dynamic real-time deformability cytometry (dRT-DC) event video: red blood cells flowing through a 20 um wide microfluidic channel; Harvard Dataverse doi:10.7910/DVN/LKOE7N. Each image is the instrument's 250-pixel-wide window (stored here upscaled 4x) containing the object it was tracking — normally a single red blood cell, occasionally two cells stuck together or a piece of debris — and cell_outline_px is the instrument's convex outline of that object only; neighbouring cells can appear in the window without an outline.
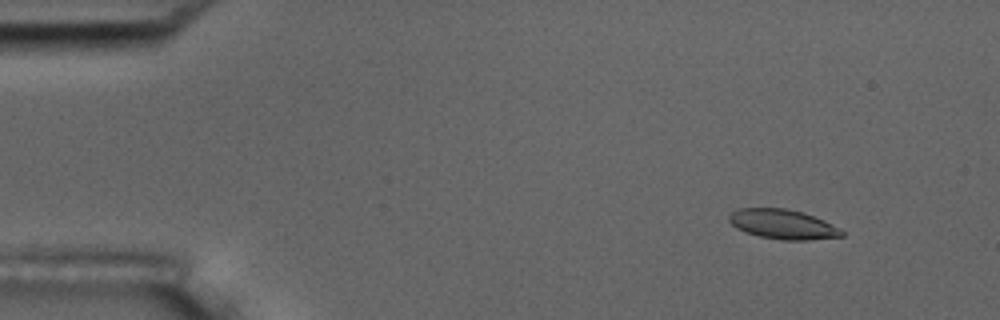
{"species": "common noctule bat (a hibernating species)", "species_latin": "Nyctalus noctula", "temperature_condition": "room temperature", "stored_images_in_passage": 5, "camera_frame_rate_fps": 3000, "um_per_image_px": 0.085, "animal": {"sex": "male", "body_mass_g": 17.5, "forearm_length_mm": 52.3}, "frame": {"image": 1, "passage_image": 2, "time_ms": 1.0, "image_size_px": [1000, 320], "cell_outline_px": [[844, 236], [808, 240], [780, 240], [760, 236], [744, 232], [736, 228], [728, 220], [728, 216], [732, 212], [740, 208], [784, 208], [804, 212], [824, 220], [844, 232]], "centroid_in_image_um": [66.52, 19.06], "position_along_channel_um": 18.5, "area_um2": 19.48}}
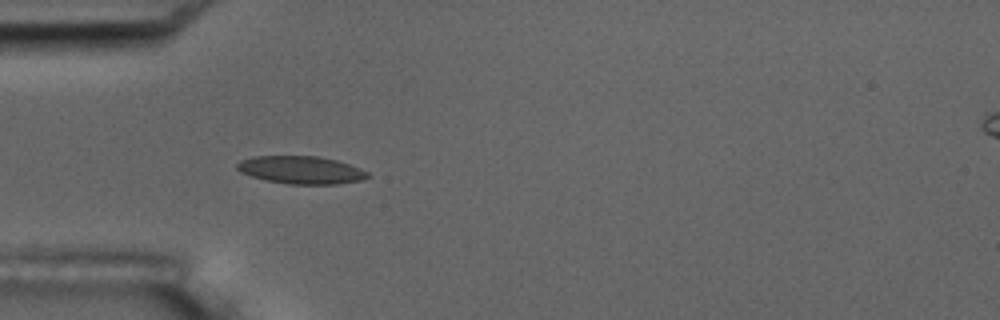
{"frame": {"image": 2, "passage_image": 5, "time_ms": 4.667, "image_size_px": [1000, 320], "cell_outline_px": [[372, 176], [360, 180], [336, 184], [288, 184], [268, 180], [252, 176], [240, 172], [236, 168], [236, 164], [240, 160], [252, 156], [316, 156], [336, 160], [360, 168], [368, 172]], "centroid_in_image_um": [25.58, 14.44], "position_along_channel_um": 59.4, "area_um2": 21.04}}